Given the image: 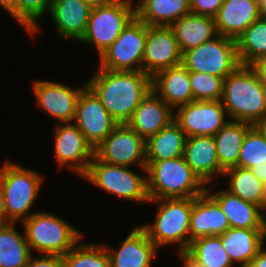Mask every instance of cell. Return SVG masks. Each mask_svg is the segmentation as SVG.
<instances>
[{
  "instance_id": "1",
  "label": "cell",
  "mask_w": 266,
  "mask_h": 267,
  "mask_svg": "<svg viewBox=\"0 0 266 267\" xmlns=\"http://www.w3.org/2000/svg\"><path fill=\"white\" fill-rule=\"evenodd\" d=\"M86 84L101 100L111 117L126 124L141 100L152 90V77L142 71L98 68Z\"/></svg>"
},
{
  "instance_id": "2",
  "label": "cell",
  "mask_w": 266,
  "mask_h": 267,
  "mask_svg": "<svg viewBox=\"0 0 266 267\" xmlns=\"http://www.w3.org/2000/svg\"><path fill=\"white\" fill-rule=\"evenodd\" d=\"M221 102L229 120L256 125L266 117V88L250 66L240 65L224 79Z\"/></svg>"
},
{
  "instance_id": "3",
  "label": "cell",
  "mask_w": 266,
  "mask_h": 267,
  "mask_svg": "<svg viewBox=\"0 0 266 267\" xmlns=\"http://www.w3.org/2000/svg\"><path fill=\"white\" fill-rule=\"evenodd\" d=\"M149 199L190 198L203 194L206 185L186 163L184 156L146 161Z\"/></svg>"
},
{
  "instance_id": "4",
  "label": "cell",
  "mask_w": 266,
  "mask_h": 267,
  "mask_svg": "<svg viewBox=\"0 0 266 267\" xmlns=\"http://www.w3.org/2000/svg\"><path fill=\"white\" fill-rule=\"evenodd\" d=\"M149 202L159 204L154 223L141 225L149 239L158 249L179 243L178 251H187L190 246L189 228L193 197L150 199Z\"/></svg>"
},
{
  "instance_id": "5",
  "label": "cell",
  "mask_w": 266,
  "mask_h": 267,
  "mask_svg": "<svg viewBox=\"0 0 266 267\" xmlns=\"http://www.w3.org/2000/svg\"><path fill=\"white\" fill-rule=\"evenodd\" d=\"M43 177L33 169H27L9 160L0 168V188L4 195L7 223L22 222L33 213L29 210L35 203L42 187Z\"/></svg>"
},
{
  "instance_id": "6",
  "label": "cell",
  "mask_w": 266,
  "mask_h": 267,
  "mask_svg": "<svg viewBox=\"0 0 266 267\" xmlns=\"http://www.w3.org/2000/svg\"><path fill=\"white\" fill-rule=\"evenodd\" d=\"M23 225L31 251L42 255L62 257L84 237L67 221L46 211L34 212Z\"/></svg>"
},
{
  "instance_id": "7",
  "label": "cell",
  "mask_w": 266,
  "mask_h": 267,
  "mask_svg": "<svg viewBox=\"0 0 266 267\" xmlns=\"http://www.w3.org/2000/svg\"><path fill=\"white\" fill-rule=\"evenodd\" d=\"M119 198L134 202H148L147 176L138 175L128 166L113 165L95 156L83 179Z\"/></svg>"
},
{
  "instance_id": "8",
  "label": "cell",
  "mask_w": 266,
  "mask_h": 267,
  "mask_svg": "<svg viewBox=\"0 0 266 267\" xmlns=\"http://www.w3.org/2000/svg\"><path fill=\"white\" fill-rule=\"evenodd\" d=\"M181 64L189 72L208 73L223 79L241 65L236 40L219 34L183 52Z\"/></svg>"
},
{
  "instance_id": "9",
  "label": "cell",
  "mask_w": 266,
  "mask_h": 267,
  "mask_svg": "<svg viewBox=\"0 0 266 267\" xmlns=\"http://www.w3.org/2000/svg\"><path fill=\"white\" fill-rule=\"evenodd\" d=\"M147 24L136 16L99 58V67L115 71H142Z\"/></svg>"
},
{
  "instance_id": "10",
  "label": "cell",
  "mask_w": 266,
  "mask_h": 267,
  "mask_svg": "<svg viewBox=\"0 0 266 267\" xmlns=\"http://www.w3.org/2000/svg\"><path fill=\"white\" fill-rule=\"evenodd\" d=\"M135 16V7L123 3L95 7L91 11L85 35L79 42L93 45L100 56Z\"/></svg>"
},
{
  "instance_id": "11",
  "label": "cell",
  "mask_w": 266,
  "mask_h": 267,
  "mask_svg": "<svg viewBox=\"0 0 266 267\" xmlns=\"http://www.w3.org/2000/svg\"><path fill=\"white\" fill-rule=\"evenodd\" d=\"M146 141L127 124H119L97 147L94 156L103 162L146 170Z\"/></svg>"
},
{
  "instance_id": "12",
  "label": "cell",
  "mask_w": 266,
  "mask_h": 267,
  "mask_svg": "<svg viewBox=\"0 0 266 267\" xmlns=\"http://www.w3.org/2000/svg\"><path fill=\"white\" fill-rule=\"evenodd\" d=\"M74 120L73 123L94 148L119 125L87 84L79 94Z\"/></svg>"
},
{
  "instance_id": "13",
  "label": "cell",
  "mask_w": 266,
  "mask_h": 267,
  "mask_svg": "<svg viewBox=\"0 0 266 267\" xmlns=\"http://www.w3.org/2000/svg\"><path fill=\"white\" fill-rule=\"evenodd\" d=\"M221 100L191 101L176 108L174 121L186 137L214 136L229 120Z\"/></svg>"
},
{
  "instance_id": "14",
  "label": "cell",
  "mask_w": 266,
  "mask_h": 267,
  "mask_svg": "<svg viewBox=\"0 0 266 267\" xmlns=\"http://www.w3.org/2000/svg\"><path fill=\"white\" fill-rule=\"evenodd\" d=\"M55 157L60 167L69 168L83 177L94 157V147L74 123L56 125ZM65 165V166H64Z\"/></svg>"
},
{
  "instance_id": "15",
  "label": "cell",
  "mask_w": 266,
  "mask_h": 267,
  "mask_svg": "<svg viewBox=\"0 0 266 267\" xmlns=\"http://www.w3.org/2000/svg\"><path fill=\"white\" fill-rule=\"evenodd\" d=\"M182 63V53L170 26H148L143 72L153 77L157 72Z\"/></svg>"
},
{
  "instance_id": "16",
  "label": "cell",
  "mask_w": 266,
  "mask_h": 267,
  "mask_svg": "<svg viewBox=\"0 0 266 267\" xmlns=\"http://www.w3.org/2000/svg\"><path fill=\"white\" fill-rule=\"evenodd\" d=\"M32 85L36 105L42 112L58 119L60 124L74 121L76 103L84 87L73 89L62 83L48 80H35Z\"/></svg>"
},
{
  "instance_id": "17",
  "label": "cell",
  "mask_w": 266,
  "mask_h": 267,
  "mask_svg": "<svg viewBox=\"0 0 266 267\" xmlns=\"http://www.w3.org/2000/svg\"><path fill=\"white\" fill-rule=\"evenodd\" d=\"M209 194L211 193L206 188L203 194L193 197L189 228L190 244L200 237L220 236L230 228L226 215Z\"/></svg>"
},
{
  "instance_id": "18",
  "label": "cell",
  "mask_w": 266,
  "mask_h": 267,
  "mask_svg": "<svg viewBox=\"0 0 266 267\" xmlns=\"http://www.w3.org/2000/svg\"><path fill=\"white\" fill-rule=\"evenodd\" d=\"M104 247L109 256L110 267H150L158 250L141 226L132 229L118 250L106 244Z\"/></svg>"
},
{
  "instance_id": "19",
  "label": "cell",
  "mask_w": 266,
  "mask_h": 267,
  "mask_svg": "<svg viewBox=\"0 0 266 267\" xmlns=\"http://www.w3.org/2000/svg\"><path fill=\"white\" fill-rule=\"evenodd\" d=\"M173 109L151 90L126 123L145 141L174 121Z\"/></svg>"
},
{
  "instance_id": "20",
  "label": "cell",
  "mask_w": 266,
  "mask_h": 267,
  "mask_svg": "<svg viewBox=\"0 0 266 267\" xmlns=\"http://www.w3.org/2000/svg\"><path fill=\"white\" fill-rule=\"evenodd\" d=\"M260 17L258 0H224L214 20L219 35L237 40Z\"/></svg>"
},
{
  "instance_id": "21",
  "label": "cell",
  "mask_w": 266,
  "mask_h": 267,
  "mask_svg": "<svg viewBox=\"0 0 266 267\" xmlns=\"http://www.w3.org/2000/svg\"><path fill=\"white\" fill-rule=\"evenodd\" d=\"M92 9L84 0H52L49 14L60 36L79 42L85 35Z\"/></svg>"
},
{
  "instance_id": "22",
  "label": "cell",
  "mask_w": 266,
  "mask_h": 267,
  "mask_svg": "<svg viewBox=\"0 0 266 267\" xmlns=\"http://www.w3.org/2000/svg\"><path fill=\"white\" fill-rule=\"evenodd\" d=\"M184 158L193 172L205 184H209L215 176H223L213 136L187 137Z\"/></svg>"
},
{
  "instance_id": "23",
  "label": "cell",
  "mask_w": 266,
  "mask_h": 267,
  "mask_svg": "<svg viewBox=\"0 0 266 267\" xmlns=\"http://www.w3.org/2000/svg\"><path fill=\"white\" fill-rule=\"evenodd\" d=\"M152 90L172 109L194 101L190 72L182 64L157 72L152 77Z\"/></svg>"
},
{
  "instance_id": "24",
  "label": "cell",
  "mask_w": 266,
  "mask_h": 267,
  "mask_svg": "<svg viewBox=\"0 0 266 267\" xmlns=\"http://www.w3.org/2000/svg\"><path fill=\"white\" fill-rule=\"evenodd\" d=\"M226 215L230 228L262 229V208L225 190L210 195Z\"/></svg>"
},
{
  "instance_id": "25",
  "label": "cell",
  "mask_w": 266,
  "mask_h": 267,
  "mask_svg": "<svg viewBox=\"0 0 266 267\" xmlns=\"http://www.w3.org/2000/svg\"><path fill=\"white\" fill-rule=\"evenodd\" d=\"M181 53L198 47L218 35L213 17L189 13L171 26Z\"/></svg>"
},
{
  "instance_id": "26",
  "label": "cell",
  "mask_w": 266,
  "mask_h": 267,
  "mask_svg": "<svg viewBox=\"0 0 266 267\" xmlns=\"http://www.w3.org/2000/svg\"><path fill=\"white\" fill-rule=\"evenodd\" d=\"M137 5L136 17L148 26H171L191 13L189 0H141Z\"/></svg>"
},
{
  "instance_id": "27",
  "label": "cell",
  "mask_w": 266,
  "mask_h": 267,
  "mask_svg": "<svg viewBox=\"0 0 266 267\" xmlns=\"http://www.w3.org/2000/svg\"><path fill=\"white\" fill-rule=\"evenodd\" d=\"M220 238L233 264L238 262L242 265L252 261L264 246L262 229L229 228Z\"/></svg>"
},
{
  "instance_id": "28",
  "label": "cell",
  "mask_w": 266,
  "mask_h": 267,
  "mask_svg": "<svg viewBox=\"0 0 266 267\" xmlns=\"http://www.w3.org/2000/svg\"><path fill=\"white\" fill-rule=\"evenodd\" d=\"M185 132L172 121L146 140V161H161L184 156Z\"/></svg>"
},
{
  "instance_id": "29",
  "label": "cell",
  "mask_w": 266,
  "mask_h": 267,
  "mask_svg": "<svg viewBox=\"0 0 266 267\" xmlns=\"http://www.w3.org/2000/svg\"><path fill=\"white\" fill-rule=\"evenodd\" d=\"M253 125L247 122L229 120L214 136L220 167H237L240 148L247 131Z\"/></svg>"
},
{
  "instance_id": "30",
  "label": "cell",
  "mask_w": 266,
  "mask_h": 267,
  "mask_svg": "<svg viewBox=\"0 0 266 267\" xmlns=\"http://www.w3.org/2000/svg\"><path fill=\"white\" fill-rule=\"evenodd\" d=\"M14 226L0 224V267H25L32 256L25 232L19 234Z\"/></svg>"
},
{
  "instance_id": "31",
  "label": "cell",
  "mask_w": 266,
  "mask_h": 267,
  "mask_svg": "<svg viewBox=\"0 0 266 267\" xmlns=\"http://www.w3.org/2000/svg\"><path fill=\"white\" fill-rule=\"evenodd\" d=\"M230 175L228 192L241 199L266 207V186L252 173L250 169L232 167L223 172V176Z\"/></svg>"
},
{
  "instance_id": "32",
  "label": "cell",
  "mask_w": 266,
  "mask_h": 267,
  "mask_svg": "<svg viewBox=\"0 0 266 267\" xmlns=\"http://www.w3.org/2000/svg\"><path fill=\"white\" fill-rule=\"evenodd\" d=\"M237 54L241 65L250 66L266 56V18L253 22L236 40Z\"/></svg>"
},
{
  "instance_id": "33",
  "label": "cell",
  "mask_w": 266,
  "mask_h": 267,
  "mask_svg": "<svg viewBox=\"0 0 266 267\" xmlns=\"http://www.w3.org/2000/svg\"><path fill=\"white\" fill-rule=\"evenodd\" d=\"M187 252L205 267H232L234 265L222 246L220 236L197 238L191 241Z\"/></svg>"
},
{
  "instance_id": "34",
  "label": "cell",
  "mask_w": 266,
  "mask_h": 267,
  "mask_svg": "<svg viewBox=\"0 0 266 267\" xmlns=\"http://www.w3.org/2000/svg\"><path fill=\"white\" fill-rule=\"evenodd\" d=\"M79 244L62 256L64 267H110L104 244Z\"/></svg>"
},
{
  "instance_id": "35",
  "label": "cell",
  "mask_w": 266,
  "mask_h": 267,
  "mask_svg": "<svg viewBox=\"0 0 266 267\" xmlns=\"http://www.w3.org/2000/svg\"><path fill=\"white\" fill-rule=\"evenodd\" d=\"M266 163V139L253 125L246 133L240 148L238 167L250 169Z\"/></svg>"
},
{
  "instance_id": "36",
  "label": "cell",
  "mask_w": 266,
  "mask_h": 267,
  "mask_svg": "<svg viewBox=\"0 0 266 267\" xmlns=\"http://www.w3.org/2000/svg\"><path fill=\"white\" fill-rule=\"evenodd\" d=\"M52 0H17L15 20L31 36L39 32L38 20L50 12Z\"/></svg>"
},
{
  "instance_id": "37",
  "label": "cell",
  "mask_w": 266,
  "mask_h": 267,
  "mask_svg": "<svg viewBox=\"0 0 266 267\" xmlns=\"http://www.w3.org/2000/svg\"><path fill=\"white\" fill-rule=\"evenodd\" d=\"M224 79L208 73L190 72V85L194 101L221 100Z\"/></svg>"
},
{
  "instance_id": "38",
  "label": "cell",
  "mask_w": 266,
  "mask_h": 267,
  "mask_svg": "<svg viewBox=\"0 0 266 267\" xmlns=\"http://www.w3.org/2000/svg\"><path fill=\"white\" fill-rule=\"evenodd\" d=\"M190 11L195 15L215 17L224 0H189Z\"/></svg>"
},
{
  "instance_id": "39",
  "label": "cell",
  "mask_w": 266,
  "mask_h": 267,
  "mask_svg": "<svg viewBox=\"0 0 266 267\" xmlns=\"http://www.w3.org/2000/svg\"><path fill=\"white\" fill-rule=\"evenodd\" d=\"M25 267H64L61 256L41 255L37 258L31 256Z\"/></svg>"
},
{
  "instance_id": "40",
  "label": "cell",
  "mask_w": 266,
  "mask_h": 267,
  "mask_svg": "<svg viewBox=\"0 0 266 267\" xmlns=\"http://www.w3.org/2000/svg\"><path fill=\"white\" fill-rule=\"evenodd\" d=\"M250 67L257 74L261 84L266 88V56L253 62Z\"/></svg>"
},
{
  "instance_id": "41",
  "label": "cell",
  "mask_w": 266,
  "mask_h": 267,
  "mask_svg": "<svg viewBox=\"0 0 266 267\" xmlns=\"http://www.w3.org/2000/svg\"><path fill=\"white\" fill-rule=\"evenodd\" d=\"M184 267H205L194 259L187 251H178Z\"/></svg>"
},
{
  "instance_id": "42",
  "label": "cell",
  "mask_w": 266,
  "mask_h": 267,
  "mask_svg": "<svg viewBox=\"0 0 266 267\" xmlns=\"http://www.w3.org/2000/svg\"><path fill=\"white\" fill-rule=\"evenodd\" d=\"M250 170L266 186V163L254 165Z\"/></svg>"
},
{
  "instance_id": "43",
  "label": "cell",
  "mask_w": 266,
  "mask_h": 267,
  "mask_svg": "<svg viewBox=\"0 0 266 267\" xmlns=\"http://www.w3.org/2000/svg\"><path fill=\"white\" fill-rule=\"evenodd\" d=\"M0 6L6 10L15 20V9L17 7V0H0Z\"/></svg>"
},
{
  "instance_id": "44",
  "label": "cell",
  "mask_w": 266,
  "mask_h": 267,
  "mask_svg": "<svg viewBox=\"0 0 266 267\" xmlns=\"http://www.w3.org/2000/svg\"><path fill=\"white\" fill-rule=\"evenodd\" d=\"M262 247L257 255L253 258V262L258 266V267H266V249Z\"/></svg>"
},
{
  "instance_id": "45",
  "label": "cell",
  "mask_w": 266,
  "mask_h": 267,
  "mask_svg": "<svg viewBox=\"0 0 266 267\" xmlns=\"http://www.w3.org/2000/svg\"><path fill=\"white\" fill-rule=\"evenodd\" d=\"M6 223H7V216H6L4 195L0 188V224H6Z\"/></svg>"
},
{
  "instance_id": "46",
  "label": "cell",
  "mask_w": 266,
  "mask_h": 267,
  "mask_svg": "<svg viewBox=\"0 0 266 267\" xmlns=\"http://www.w3.org/2000/svg\"><path fill=\"white\" fill-rule=\"evenodd\" d=\"M84 1L87 2L92 8L108 6L114 3L112 0H84Z\"/></svg>"
},
{
  "instance_id": "47",
  "label": "cell",
  "mask_w": 266,
  "mask_h": 267,
  "mask_svg": "<svg viewBox=\"0 0 266 267\" xmlns=\"http://www.w3.org/2000/svg\"><path fill=\"white\" fill-rule=\"evenodd\" d=\"M266 239V207L262 210V241Z\"/></svg>"
},
{
  "instance_id": "48",
  "label": "cell",
  "mask_w": 266,
  "mask_h": 267,
  "mask_svg": "<svg viewBox=\"0 0 266 267\" xmlns=\"http://www.w3.org/2000/svg\"><path fill=\"white\" fill-rule=\"evenodd\" d=\"M266 139V117L255 125Z\"/></svg>"
},
{
  "instance_id": "49",
  "label": "cell",
  "mask_w": 266,
  "mask_h": 267,
  "mask_svg": "<svg viewBox=\"0 0 266 267\" xmlns=\"http://www.w3.org/2000/svg\"><path fill=\"white\" fill-rule=\"evenodd\" d=\"M261 17L266 18V0H258Z\"/></svg>"
},
{
  "instance_id": "50",
  "label": "cell",
  "mask_w": 266,
  "mask_h": 267,
  "mask_svg": "<svg viewBox=\"0 0 266 267\" xmlns=\"http://www.w3.org/2000/svg\"><path fill=\"white\" fill-rule=\"evenodd\" d=\"M114 3H123V4H126V5H129L131 7H133V0H112Z\"/></svg>"
},
{
  "instance_id": "51",
  "label": "cell",
  "mask_w": 266,
  "mask_h": 267,
  "mask_svg": "<svg viewBox=\"0 0 266 267\" xmlns=\"http://www.w3.org/2000/svg\"><path fill=\"white\" fill-rule=\"evenodd\" d=\"M240 267H258L253 261L242 264Z\"/></svg>"
}]
</instances>
